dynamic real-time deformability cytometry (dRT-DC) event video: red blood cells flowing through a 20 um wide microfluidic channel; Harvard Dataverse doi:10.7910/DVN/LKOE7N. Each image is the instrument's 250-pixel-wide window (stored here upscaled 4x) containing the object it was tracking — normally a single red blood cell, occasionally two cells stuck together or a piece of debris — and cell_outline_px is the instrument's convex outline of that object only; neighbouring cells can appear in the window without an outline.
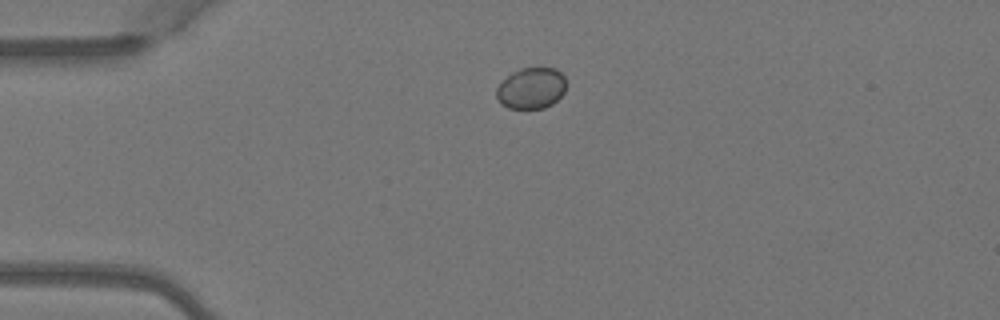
{"species": "Egyptian fruit bat (a non-hibernating species)", "species_latin": "Rousettus aegyptiacus", "temperature_condition": "warm", "stored_images_in_passage": 5, "camera_frame_rate_fps": 3000, "um_per_image_px": 0.085, "animal": {"sex": "female"}, "frame": {"image": 1, "passage_image": 1, "time_ms": 0.0, "image_size_px": [1000, 320], "cell_outline_px": [[564, 92], [552, 104], [544, 108], [508, 108], [500, 104], [496, 96], [496, 88], [512, 72], [520, 68], [556, 68], [564, 76]], "centroid_in_image_um": [45.13, 7.5], "position_along_channel_um": 39.9, "area_um2": 16.59}}
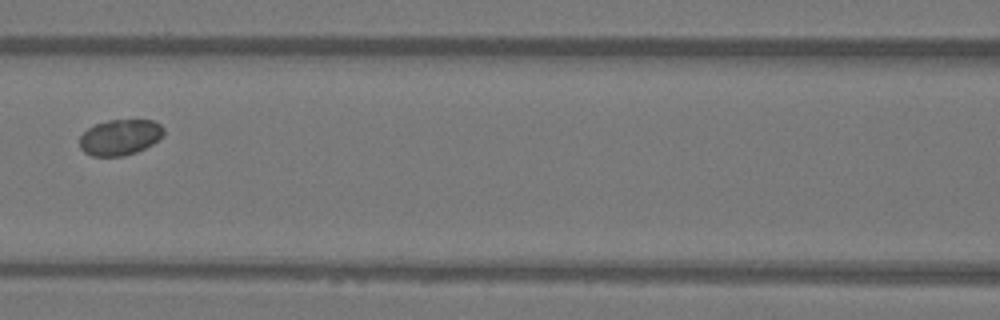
{"frame": {"image": 2, "passage_image": 4, "time_ms": 1.0, "image_size_px": [1000, 320], "cell_outline_px": [[164, 132], [152, 144], [136, 152], [124, 156], [92, 156], [84, 152], [80, 148], [80, 136], [88, 128], [96, 124], [108, 120], [152, 120], [160, 124], [164, 128]], "centroid_in_image_um": [10.18, 11.67], "position_along_channel_um": 156.4, "area_um2": 17.4}}
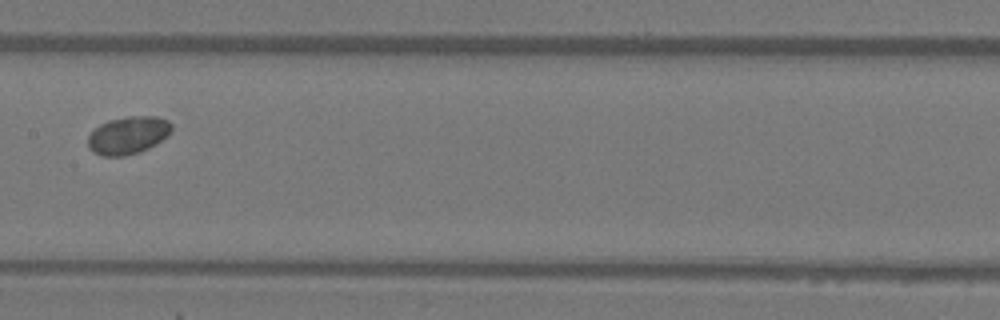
{"frame": {"image": 3, "passage_image": 5, "time_ms": 1.333, "image_size_px": [1000, 320], "cell_outline_px": [[172, 132], [168, 136], [156, 144], [140, 152], [124, 156], [100, 156], [92, 152], [88, 148], [88, 136], [100, 124], [108, 120], [128, 116], [156, 116], [168, 120], [172, 124]], "centroid_in_image_um": [10.9, 11.5], "position_along_channel_um": 196.5, "area_um2": 18.61}}